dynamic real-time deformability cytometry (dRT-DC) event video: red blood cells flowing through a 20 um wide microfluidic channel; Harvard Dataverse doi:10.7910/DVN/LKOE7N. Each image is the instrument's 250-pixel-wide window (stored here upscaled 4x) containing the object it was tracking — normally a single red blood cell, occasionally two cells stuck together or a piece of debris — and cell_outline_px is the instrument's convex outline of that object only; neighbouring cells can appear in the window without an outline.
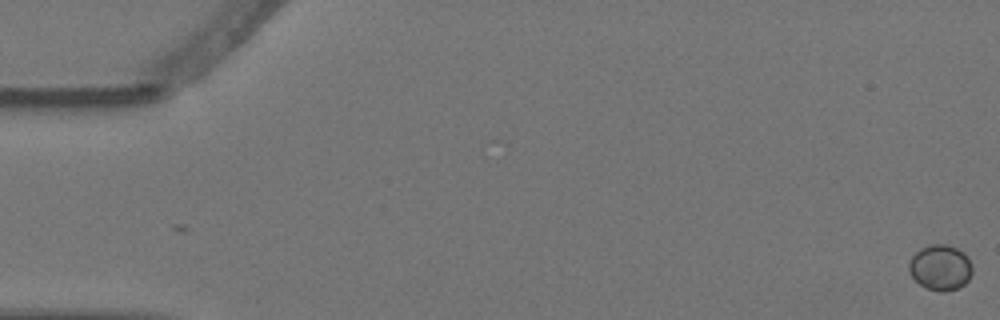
{"species": "Egyptian fruit bat (a non-hibernating species)", "species_latin": "Rousettus aegyptiacus", "temperature_condition": "warm", "stored_images_in_passage": 8, "camera_frame_rate_fps": 3000, "um_per_image_px": 0.085, "animal": {"sex": "female"}, "frame": {"image": 1, "passage_image": 1, "time_ms": 0.0, "image_size_px": [1000, 320], "cell_outline_px": [[972, 272], [968, 280], [964, 284], [956, 288], [944, 292], [940, 292], [928, 288], [920, 284], [912, 276], [908, 268], [908, 264], [912, 256], [920, 248], [932, 244], [944, 244], [956, 248], [964, 252], [968, 256], [972, 264]], "centroid_in_image_um": [79.94, 22.72], "position_along_channel_um": 5.1, "area_um2": 16.76}}
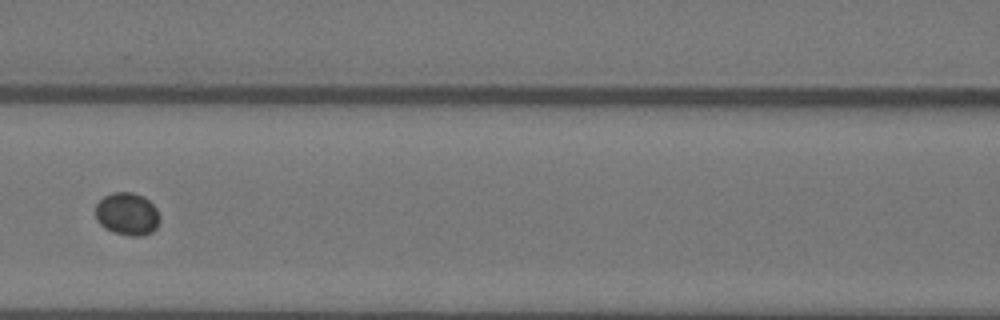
{"frame": {"image": 2, "passage_image": 8, "time_ms": 2.333, "image_size_px": [1000, 320], "cell_outline_px": [[160, 220], [156, 228], [152, 232], [140, 236], [132, 236], [112, 232], [104, 228], [96, 220], [96, 204], [104, 196], [112, 192], [132, 192], [144, 196], [156, 208], [160, 216]], "centroid_in_image_um": [10.81, 18.19], "position_along_channel_um": 155.8, "area_um2": 16.13}}